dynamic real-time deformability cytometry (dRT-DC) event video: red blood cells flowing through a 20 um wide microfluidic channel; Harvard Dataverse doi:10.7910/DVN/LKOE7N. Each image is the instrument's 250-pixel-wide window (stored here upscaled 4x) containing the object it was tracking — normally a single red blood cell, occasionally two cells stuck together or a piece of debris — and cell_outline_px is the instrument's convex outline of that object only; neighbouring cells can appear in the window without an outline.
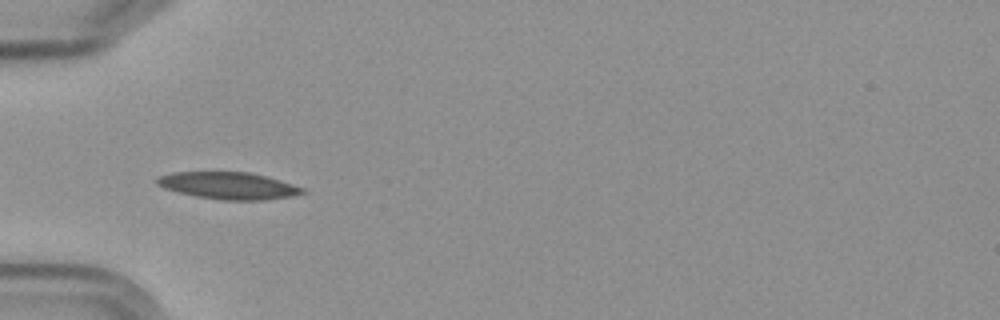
{"species": "Egyptian fruit bat (a non-hibernating species)", "species_latin": "Rousettus aegyptiacus", "temperature_condition": "cold", "stored_images_in_passage": 6, "camera_frame_rate_fps": 3000, "um_per_image_px": 0.085, "frame": {"image": 1, "passage_image": 5, "time_ms": 4.667, "image_size_px": [1000, 320], "cell_outline_px": [[308, 192], [292, 196], [264, 200], [224, 200], [196, 196], [164, 188], [156, 184], [156, 180], [160, 176], [172, 172], [248, 172], [268, 176], [304, 188]], "centroid_in_image_um": [19.46, 15.78], "position_along_channel_um": 65.5, "area_um2": 22.83}}
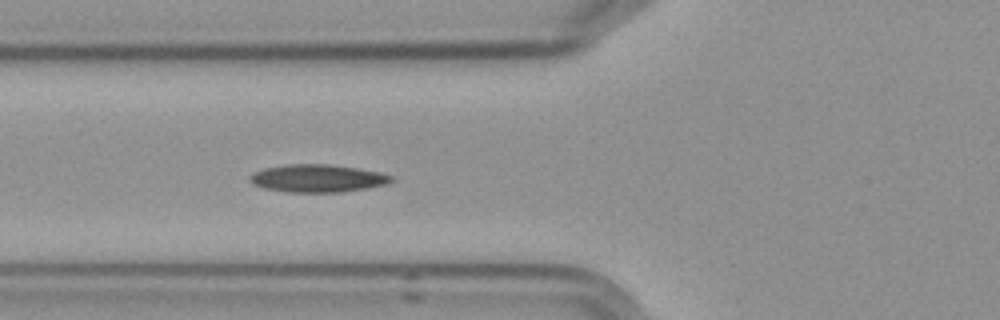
{"frame": {"image": 2, "passage_image": 6, "time_ms": 5.667, "image_size_px": [1000, 320], "cell_outline_px": [[396, 180], [388, 184], [340, 192], [288, 192], [264, 188], [252, 184], [248, 180], [248, 176], [252, 172], [264, 168], [288, 164], [328, 164], [356, 168], [380, 172], [396, 176]], "centroid_in_image_um": [26.99, 15.15], "position_along_channel_um": 98.8, "area_um2": 23.06}}